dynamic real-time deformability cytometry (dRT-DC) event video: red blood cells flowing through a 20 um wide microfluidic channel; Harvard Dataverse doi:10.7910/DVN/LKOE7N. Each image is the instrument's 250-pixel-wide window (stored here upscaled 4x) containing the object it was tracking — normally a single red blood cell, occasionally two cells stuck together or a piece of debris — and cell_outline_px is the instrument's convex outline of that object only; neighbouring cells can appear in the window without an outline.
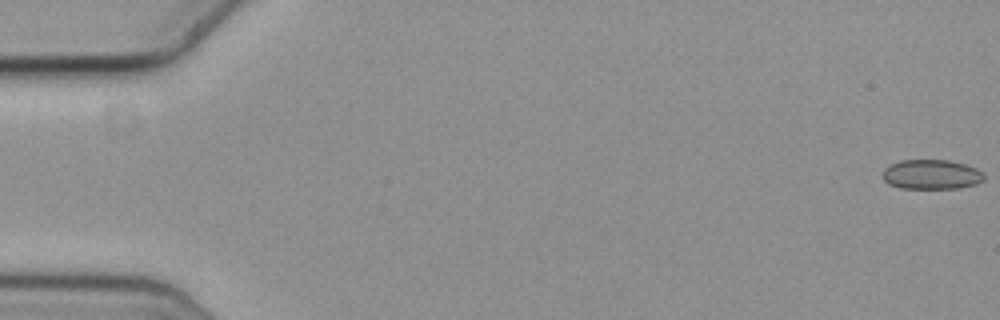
{"species": "common noctule bat (a hibernating species)", "species_latin": "Nyctalus noctula", "temperature_condition": "cold", "stored_images_in_passage": 58, "camera_frame_rate_fps": 3000, "um_per_image_px": 0.085, "animal": {"sex": "female", "body_mass_g": 19.3, "forearm_length_mm": 54.1}, "frame": {"image": 1, "passage_image": 1, "time_ms": 0.0, "image_size_px": [1000, 320], "cell_outline_px": [[984, 180], [976, 184], [960, 188], [900, 188], [888, 184], [884, 180], [884, 168], [888, 164], [900, 160], [948, 160], [964, 164], [976, 168], [984, 172]], "centroid_in_image_um": [79.17, 14.82], "position_along_channel_um": 5.8, "area_um2": 17.63}}
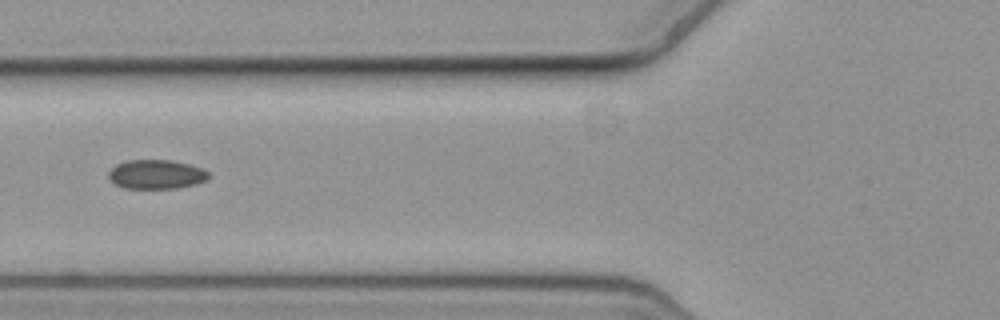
{"frame": {"image": 2, "passage_image": 23, "time_ms": 7.333, "image_size_px": [1000, 320], "cell_outline_px": [[212, 176], [208, 180], [196, 184], [176, 188], [124, 188], [108, 180], [108, 172], [116, 164], [128, 160], [172, 160], [188, 164], [200, 168], [208, 172]], "centroid_in_image_um": [13.29, 14.82], "position_along_channel_um": 112.5, "area_um2": 17.11}}
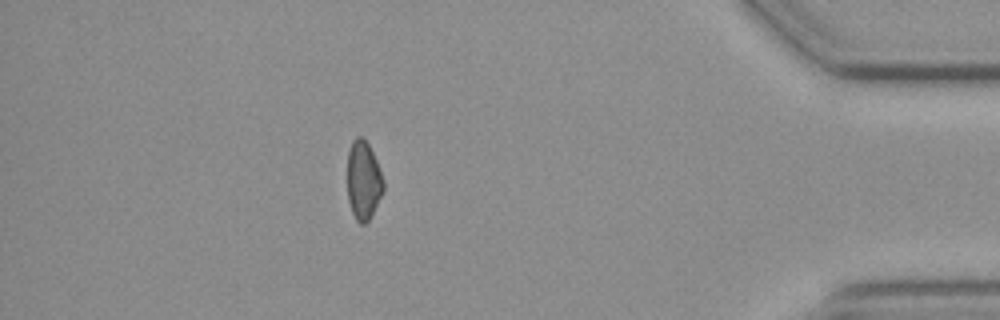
{"frame": {"image": 3, "passage_image": 51, "time_ms": 16.667, "image_size_px": [1000, 320], "cell_outline_px": [[384, 192], [372, 216], [364, 224], [360, 224], [356, 220], [352, 212], [348, 200], [348, 152], [352, 140], [356, 136], [360, 136], [368, 144], [376, 160], [384, 180]], "centroid_in_image_um": [30.9, 15.36], "position_along_channel_um": 404.3, "area_um2": 16.65}, "authors_computed_cell_mechanics": {"area_um2": 17.3689, "velocity_mm_per_s": 3.6483, "shape_relaxation_time_tau1_ms": 5.8018, "shape_relaxation_time_tau2_ms": 6.2915, "deformation_change_tau1": 0.0553, "deformation_change_tau2": 0.0902}}